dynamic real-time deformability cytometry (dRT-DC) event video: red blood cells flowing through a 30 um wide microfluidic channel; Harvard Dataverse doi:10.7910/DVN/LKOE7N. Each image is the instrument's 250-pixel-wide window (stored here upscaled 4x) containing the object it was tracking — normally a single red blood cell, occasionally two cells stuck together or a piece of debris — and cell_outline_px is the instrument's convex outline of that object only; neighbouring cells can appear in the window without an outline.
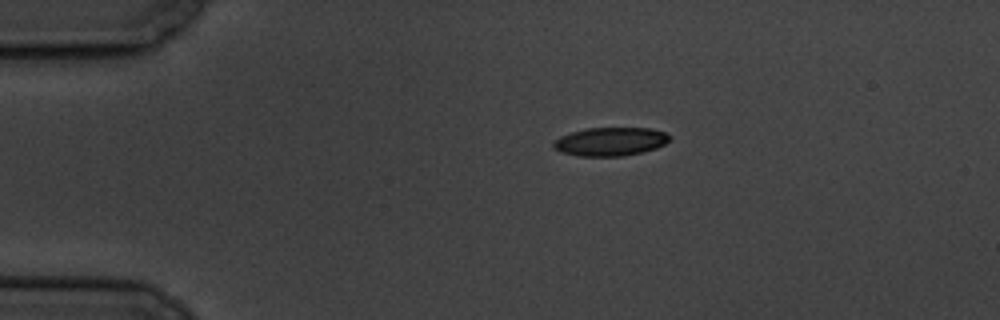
{"species": "common noctule bat (a hibernating species)", "species_latin": "Nyctalus noctula", "temperature_condition": "cold", "stored_images_in_passage": 9, "camera_frame_rate_fps": 3000, "um_per_image_px": 0.085, "animal": {"sex": "male", "body_mass_g": 19.5, "forearm_length_mm": 54.6}, "frame": {"image": 1, "passage_image": 1, "time_ms": 0.0, "image_size_px": [1000, 320], "cell_outline_px": [[672, 136], [664, 144], [656, 148], [644, 152], [624, 156], [580, 156], [560, 152], [552, 148], [552, 140], [560, 136], [572, 132], [588, 128], [648, 128], [664, 132]], "centroid_in_image_um": [51.84, 12.04], "position_along_channel_um": 33.2, "area_um2": 19.42}}
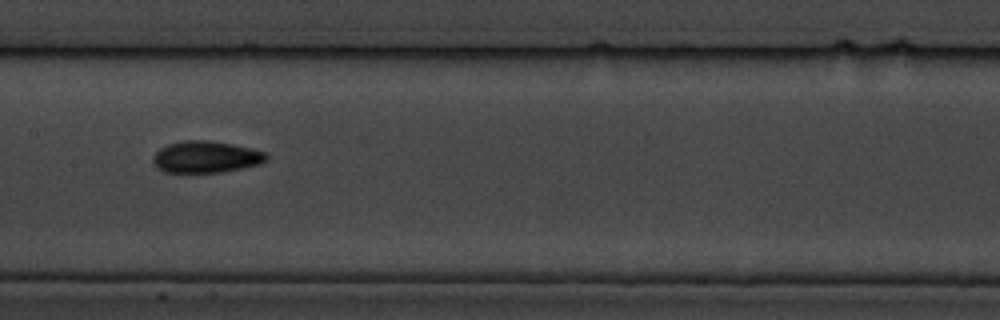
{"frame": {"image": 2, "passage_image": 6, "time_ms": 6.0, "image_size_px": [1000, 320], "cell_outline_px": [[268, 160], [260, 164], [220, 172], [164, 172], [156, 168], [152, 160], [152, 156], [160, 148], [168, 144], [184, 140], [208, 140], [232, 144], [252, 148], [264, 152], [268, 156]], "centroid_in_image_um": [17.48, 13.33], "position_along_channel_um": 189.9, "area_um2": 20.98}}
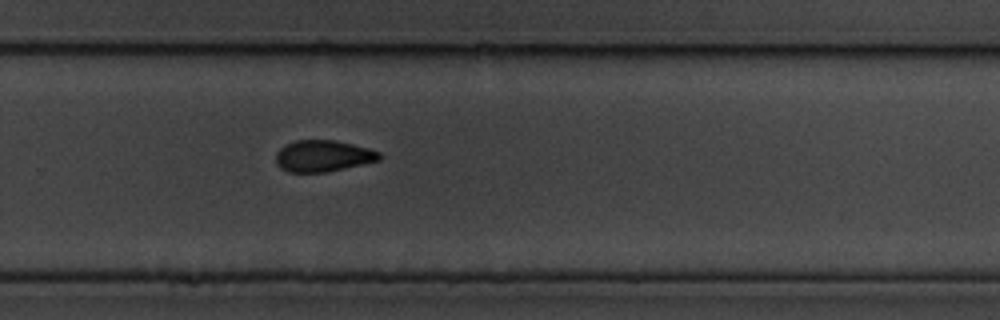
{"frame": {"image": 3, "passage_image": 9, "time_ms": 9.333, "image_size_px": [1000, 320], "cell_outline_px": [[380, 160], [344, 168], [324, 172], [288, 172], [280, 168], [276, 164], [276, 152], [284, 144], [296, 140], [336, 140], [368, 148], [380, 152]], "centroid_in_image_um": [27.42, 13.25], "position_along_channel_um": 302.4, "area_um2": 18.96}}